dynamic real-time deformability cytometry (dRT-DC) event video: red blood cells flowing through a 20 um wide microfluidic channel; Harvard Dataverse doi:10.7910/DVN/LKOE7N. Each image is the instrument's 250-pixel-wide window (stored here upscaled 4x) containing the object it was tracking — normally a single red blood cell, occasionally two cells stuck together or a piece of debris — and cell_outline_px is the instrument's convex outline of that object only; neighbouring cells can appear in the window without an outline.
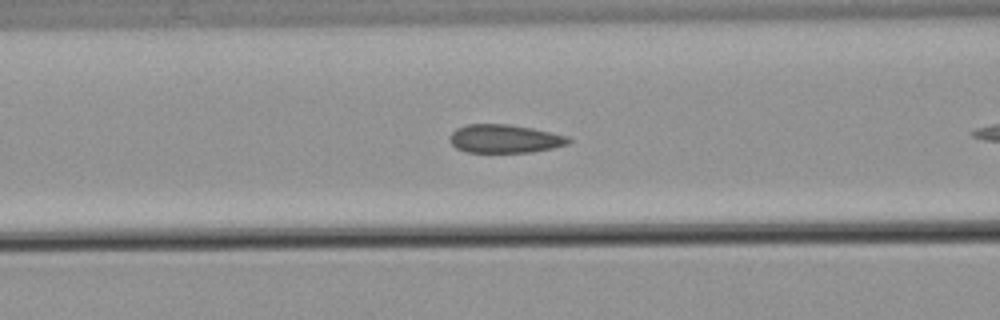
{"species": "common noctule bat (a hibernating species)", "species_latin": "Nyctalus noctula", "temperature_condition": "warm", "stored_images_in_passage": 11, "camera_frame_rate_fps": 3000, "um_per_image_px": 0.085, "animal": {"sex": "male", "body_mass_g": 21.5, "forearm_length_mm": 52.0}, "frame": {"image": 1, "passage_image": 10, "time_ms": 3.0, "image_size_px": [1000, 320], "cell_outline_px": [[572, 140], [568, 144], [552, 148], [532, 152], [464, 152], [456, 148], [448, 140], [448, 136], [456, 128], [468, 124], [508, 124], [532, 128], [568, 136]], "centroid_in_image_um": [42.87, 11.79], "position_along_channel_um": 123.7, "area_um2": 19.77}}